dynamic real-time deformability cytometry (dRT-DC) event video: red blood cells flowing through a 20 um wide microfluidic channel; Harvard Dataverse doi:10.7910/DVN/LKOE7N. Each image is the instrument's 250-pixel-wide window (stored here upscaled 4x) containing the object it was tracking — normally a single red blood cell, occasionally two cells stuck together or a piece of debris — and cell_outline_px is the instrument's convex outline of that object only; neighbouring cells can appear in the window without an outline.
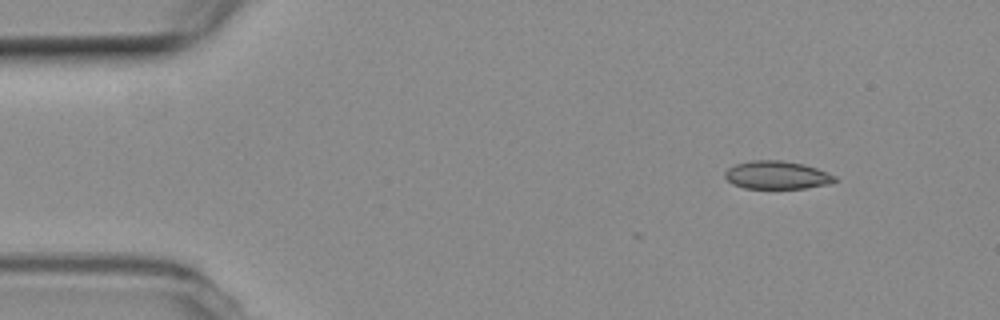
{"species": "common noctule bat (a hibernating species)", "species_latin": "Nyctalus noctula", "temperature_condition": "room temperature", "stored_images_in_passage": 15, "camera_frame_rate_fps": 3000, "um_per_image_px": 0.085, "animal": {"sex": "female", "body_mass_g": 19.3, "forearm_length_mm": 54.1}, "frame": {"image": 1, "passage_image": 1, "time_ms": 0.0, "image_size_px": [1000, 320], "cell_outline_px": [[840, 180], [828, 184], [804, 188], [744, 188], [732, 184], [724, 176], [724, 172], [728, 168], [736, 164], [752, 160], [780, 160], [804, 164], [816, 168], [836, 176]], "centroid_in_image_um": [66.04, 14.88], "position_along_channel_um": 19.0, "area_um2": 17.98}}
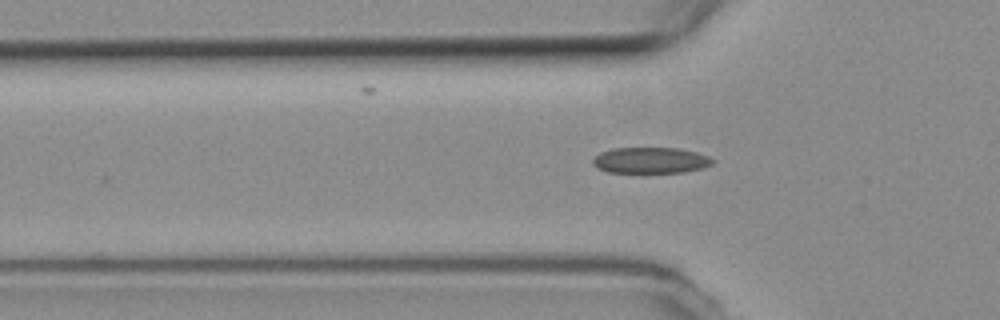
{"frame": {"image": 2, "passage_image": 12, "time_ms": 3.667, "image_size_px": [1000, 320], "cell_outline_px": [[716, 160], [712, 164], [704, 168], [684, 172], [608, 172], [592, 164], [592, 160], [600, 152], [612, 148], [676, 148], [696, 152], [708, 156]], "centroid_in_image_um": [55.33, 13.62], "position_along_channel_um": 70.5, "area_um2": 18.09}}